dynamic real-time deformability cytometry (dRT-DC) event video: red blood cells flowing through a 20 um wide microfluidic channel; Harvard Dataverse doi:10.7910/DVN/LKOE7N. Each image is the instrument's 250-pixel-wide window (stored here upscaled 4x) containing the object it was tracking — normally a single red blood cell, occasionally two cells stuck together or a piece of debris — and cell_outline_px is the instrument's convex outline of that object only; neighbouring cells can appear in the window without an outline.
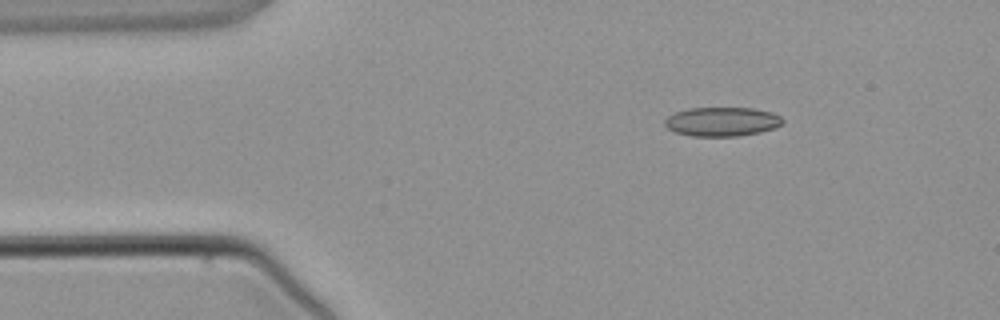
{"species": "common noctule bat (a hibernating species)", "species_latin": "Nyctalus noctula", "temperature_condition": "warm", "stored_images_in_passage": 3, "camera_frame_rate_fps": 3000, "um_per_image_px": 0.085, "animal": {"sex": "male", "body_mass_g": 21.5, "forearm_length_mm": 52.0}, "frame": {"image": 1, "passage_image": 1, "time_ms": 0.0, "image_size_px": [1000, 320], "cell_outline_px": [[784, 124], [776, 128], [760, 132], [736, 136], [692, 136], [676, 132], [668, 128], [664, 124], [664, 120], [668, 116], [676, 112], [688, 108], [752, 108], [772, 112], [780, 116], [784, 120]], "centroid_in_image_um": [61.4, 10.34], "position_along_channel_um": 23.6, "area_um2": 20.06}}
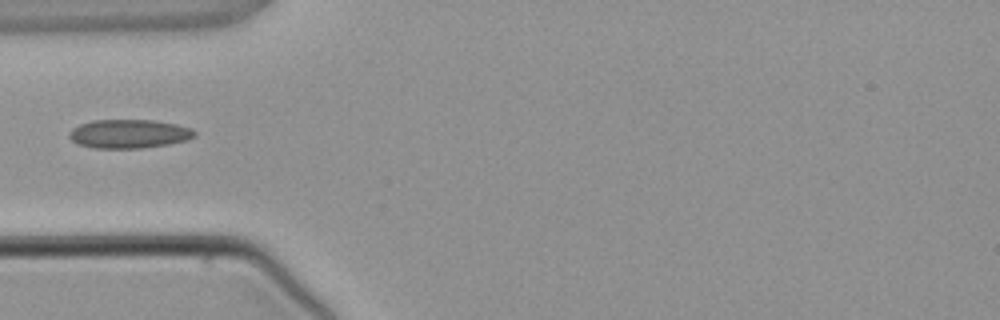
{"frame": {"image": 2, "passage_image": 3, "time_ms": 2.333, "image_size_px": [1000, 320], "cell_outline_px": [[196, 136], [188, 140], [168, 144], [140, 148], [92, 148], [76, 144], [68, 136], [68, 132], [72, 128], [80, 124], [92, 120], [152, 120], [176, 124], [192, 128], [196, 132]], "centroid_in_image_um": [10.95, 11.37], "position_along_channel_um": 74.1, "area_um2": 21.21}}